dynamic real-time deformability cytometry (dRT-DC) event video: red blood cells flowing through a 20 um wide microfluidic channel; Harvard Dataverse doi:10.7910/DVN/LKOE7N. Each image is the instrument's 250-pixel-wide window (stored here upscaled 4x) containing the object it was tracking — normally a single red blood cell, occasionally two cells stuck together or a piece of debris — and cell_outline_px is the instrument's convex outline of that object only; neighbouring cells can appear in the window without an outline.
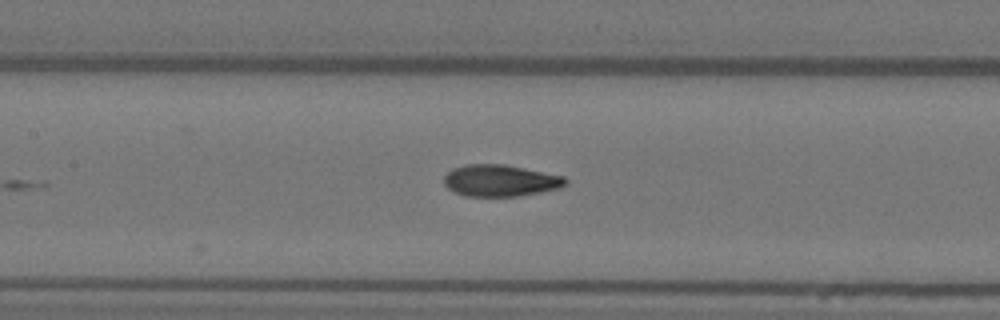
{"species": "Egyptian fruit bat (a non-hibernating species)", "species_latin": "Rousettus aegyptiacus", "temperature_condition": "warm", "stored_images_in_passage": 8, "camera_frame_rate_fps": 3000, "um_per_image_px": 0.085, "animal": {"sex": "female"}, "frame": {"image": 1, "passage_image": 8, "time_ms": 2.333, "image_size_px": [1000, 320], "cell_outline_px": [[568, 184], [560, 188], [520, 196], [464, 196], [452, 192], [444, 184], [444, 176], [452, 168], [464, 164], [504, 164], [564, 176], [568, 180]], "centroid_in_image_um": [42.51, 15.35], "position_along_channel_um": 164.9, "area_um2": 22.66}}